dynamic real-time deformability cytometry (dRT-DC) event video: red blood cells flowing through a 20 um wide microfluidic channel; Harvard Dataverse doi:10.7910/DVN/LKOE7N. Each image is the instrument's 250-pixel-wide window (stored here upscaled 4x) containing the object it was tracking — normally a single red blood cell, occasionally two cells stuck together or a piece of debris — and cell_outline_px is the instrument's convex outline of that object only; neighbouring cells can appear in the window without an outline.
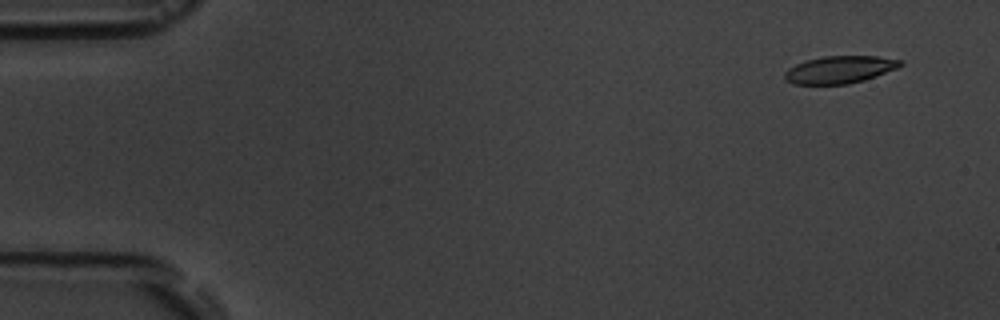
{"species": "common noctule bat (a hibernating species)", "species_latin": "Nyctalus noctula", "temperature_condition": "room temperature", "stored_images_in_passage": 5, "camera_frame_rate_fps": 3000, "um_per_image_px": 0.085, "animal": {"sex": "male", "body_mass_g": 19.5, "forearm_length_mm": 54.6}, "frame": {"image": 1, "passage_image": 1, "time_ms": 0.0, "image_size_px": [1000, 320], "cell_outline_px": [[904, 64], [896, 68], [864, 80], [848, 84], [792, 84], [784, 80], [784, 72], [788, 68], [804, 60], [824, 56], [876, 56], [904, 60]], "centroid_in_image_um": [71.34, 5.91], "position_along_channel_um": 13.7, "area_um2": 18.55}}
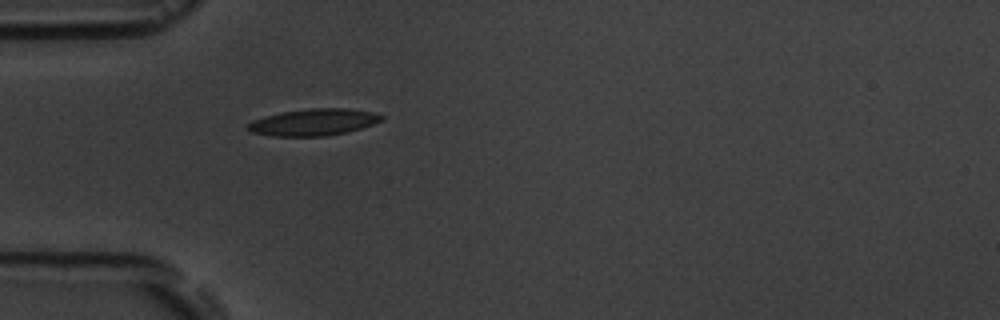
{"frame": {"image": 2, "passage_image": 5, "time_ms": 4.333, "image_size_px": [1000, 320], "cell_outline_px": [[384, 120], [348, 132], [324, 136], [272, 136], [248, 132], [248, 124], [252, 120], [264, 116], [280, 112], [308, 108], [344, 108], [376, 112], [384, 116]], "centroid_in_image_um": [26.65, 10.38], "position_along_channel_um": 58.4, "area_um2": 21.04}}